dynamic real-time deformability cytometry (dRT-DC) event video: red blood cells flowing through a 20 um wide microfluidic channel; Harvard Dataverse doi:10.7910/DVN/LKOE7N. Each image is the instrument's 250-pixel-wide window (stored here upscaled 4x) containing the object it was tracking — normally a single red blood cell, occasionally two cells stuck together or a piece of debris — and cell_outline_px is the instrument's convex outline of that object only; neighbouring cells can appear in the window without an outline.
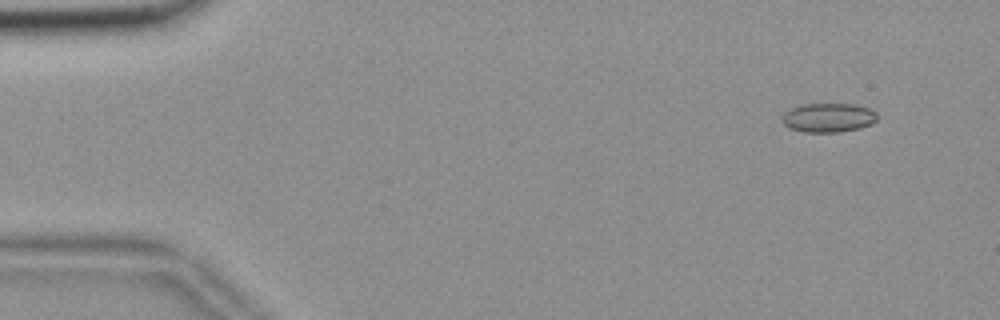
{"species": "common noctule bat (a hibernating species)", "species_latin": "Nyctalus noctula", "temperature_condition": "room temperature", "stored_images_in_passage": 15, "camera_frame_rate_fps": 3000, "um_per_image_px": 0.085, "animal": {"sex": "female", "body_mass_g": 18.4}, "frame": {"image": 1, "passage_image": 5, "time_ms": 1.333, "image_size_px": [1000, 320], "cell_outline_px": [[876, 120], [872, 124], [860, 128], [840, 132], [804, 132], [788, 128], [784, 124], [780, 116], [784, 112], [800, 104], [856, 104], [868, 108], [876, 112]], "centroid_in_image_um": [70.38, 10.0], "position_along_channel_um": 14.6, "area_um2": 16.3}}